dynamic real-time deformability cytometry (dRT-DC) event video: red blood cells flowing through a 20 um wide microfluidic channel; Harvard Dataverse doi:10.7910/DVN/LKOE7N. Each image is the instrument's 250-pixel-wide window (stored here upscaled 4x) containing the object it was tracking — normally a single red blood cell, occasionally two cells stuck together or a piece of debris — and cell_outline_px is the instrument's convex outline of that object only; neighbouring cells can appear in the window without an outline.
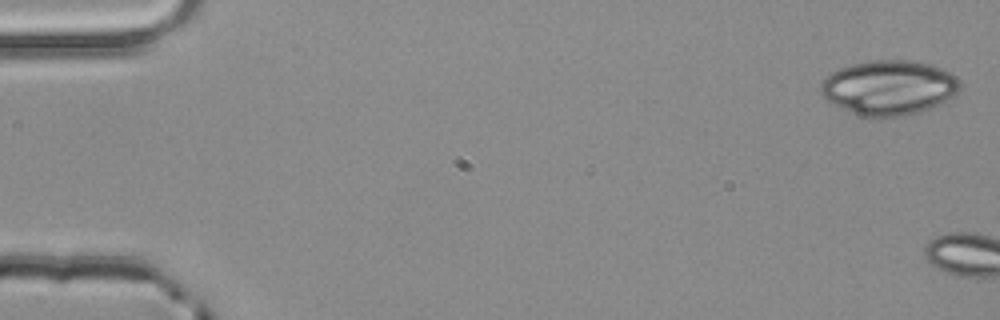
{"species": "common noctule bat (a hibernating species)", "species_latin": "Nyctalus noctula", "temperature_condition": "room temperature", "stored_images_in_passage": 5, "camera_frame_rate_fps": 3000, "um_per_image_px": 0.085, "animal": {"sex": "male", "body_mass_g": 20.4}, "frame": {"image": 1, "passage_image": 1, "time_ms": 0.0, "image_size_px": [1000, 320], "cell_outline_px": [[960, 88], [952, 96], [920, 112], [904, 116], [860, 116], [832, 104], [820, 92], [820, 84], [832, 72], [840, 68], [852, 64], [868, 60], [916, 60], [932, 64], [944, 68], [952, 72], [960, 80]], "centroid_in_image_um": [75.57, 7.42], "position_along_channel_um": 9.4, "area_um2": 44.33}}